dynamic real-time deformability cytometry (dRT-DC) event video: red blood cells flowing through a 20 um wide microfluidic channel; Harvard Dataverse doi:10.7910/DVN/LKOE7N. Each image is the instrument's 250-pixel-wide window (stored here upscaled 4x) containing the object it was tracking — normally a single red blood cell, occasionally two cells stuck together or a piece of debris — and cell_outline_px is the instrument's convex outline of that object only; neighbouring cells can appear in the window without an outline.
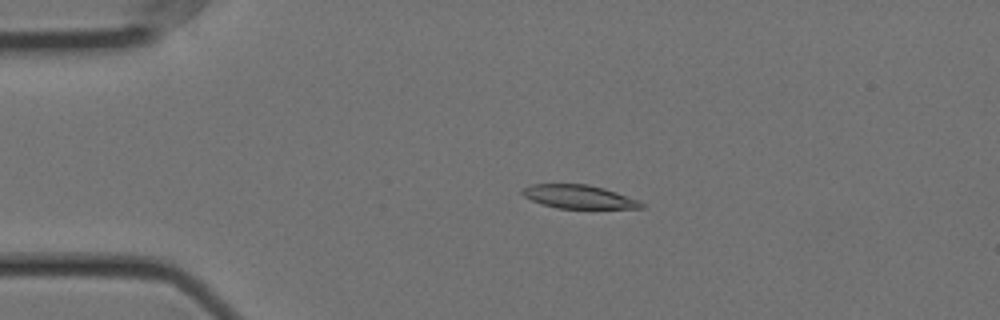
{"species": "Egyptian fruit bat (a non-hibernating species)", "species_latin": "Rousettus aegyptiacus", "temperature_condition": "cold", "stored_images_in_passage": 52, "camera_frame_rate_fps": 3000, "um_per_image_px": 0.085, "animal": {"sex": "female"}, "frame": {"image": 1, "passage_image": 7, "time_ms": 2.0, "image_size_px": [1000, 320], "cell_outline_px": [[644, 208], [556, 208], [540, 204], [524, 196], [520, 192], [520, 188], [532, 184], [588, 184], [604, 188], [640, 200], [644, 204]], "centroid_in_image_um": [49.17, 16.72], "position_along_channel_um": 35.8, "area_um2": 16.42}}
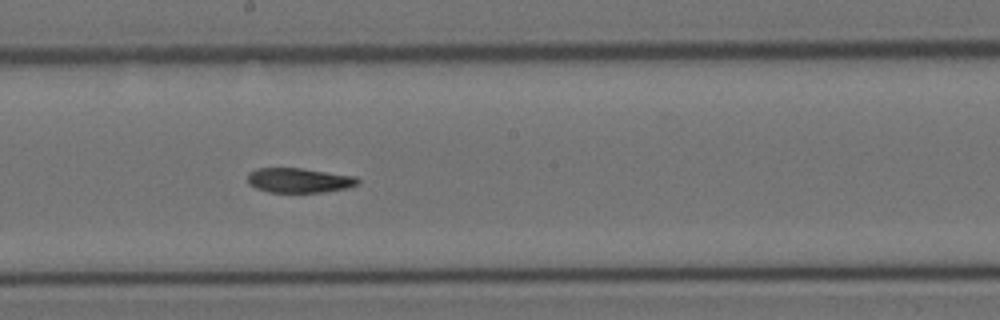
{"frame": {"image": 2, "passage_image": 26, "time_ms": 8.333, "image_size_px": [1000, 320], "cell_outline_px": [[360, 184], [348, 188], [324, 192], [268, 192], [256, 188], [248, 184], [248, 172], [256, 168], [300, 168], [356, 176], [360, 180]], "centroid_in_image_um": [25.43, 15.33], "position_along_channel_um": 222.8, "area_um2": 16.01}}
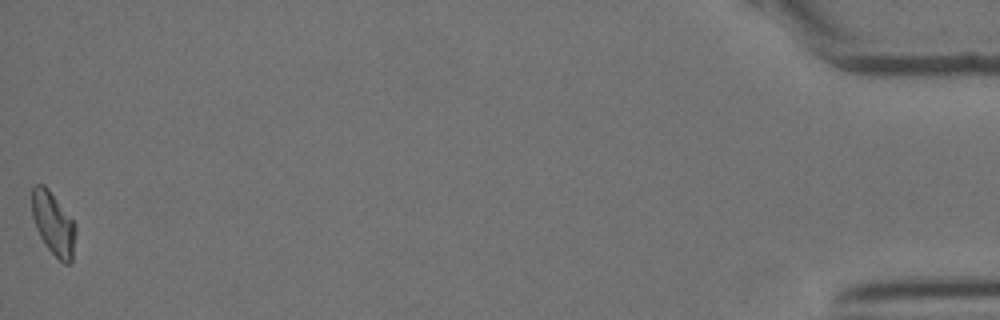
{"frame": {"image": 3, "passage_image": 52, "time_ms": 17.0, "image_size_px": [1000, 320], "cell_outline_px": [[76, 232], [72, 260], [68, 264], [64, 264], [48, 248], [40, 236], [36, 228], [32, 216], [32, 188], [36, 184], [44, 184], [48, 188], [76, 224]], "centroid_in_image_um": [4.54, 19.0], "position_along_channel_um": 430.7, "area_um2": 15.95}, "authors_computed_cell_mechanics": {"area_um2": 16.6175, "velocity_mm_per_s": 3.5271, "shape_relaxation_time_tau1_ms": 9.6174, "shape_relaxation_time_tau2_ms": 7.3424, "deformation_change_tau1": 0.2395, "deformation_change_tau2": 0.1353}}